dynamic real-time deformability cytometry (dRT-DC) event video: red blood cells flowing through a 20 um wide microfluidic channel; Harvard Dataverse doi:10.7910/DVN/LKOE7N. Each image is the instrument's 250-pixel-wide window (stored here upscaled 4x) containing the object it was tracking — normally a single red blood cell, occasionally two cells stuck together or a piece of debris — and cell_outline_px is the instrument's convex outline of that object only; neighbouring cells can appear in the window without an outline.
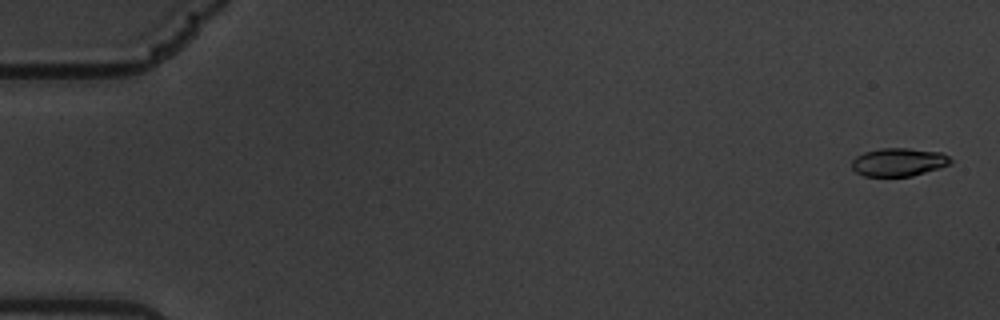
{"species": "common noctule bat (a hibernating species)", "species_latin": "Nyctalus noctula", "temperature_condition": "warm", "stored_images_in_passage": 61, "camera_frame_rate_fps": 3000, "um_per_image_px": 0.085, "animal": {"sex": "male", "body_mass_g": 19.5, "forearm_length_mm": 54.6}, "frame": {"image": 1, "passage_image": 2, "time_ms": 0.333, "image_size_px": [1000, 320], "cell_outline_px": [[952, 164], [940, 168], [912, 176], [864, 176], [856, 172], [852, 168], [852, 160], [856, 156], [864, 152], [880, 148], [908, 148], [940, 152], [948, 156], [952, 160]], "centroid_in_image_um": [76.39, 13.78], "position_along_channel_um": 8.6, "area_um2": 16.3}}
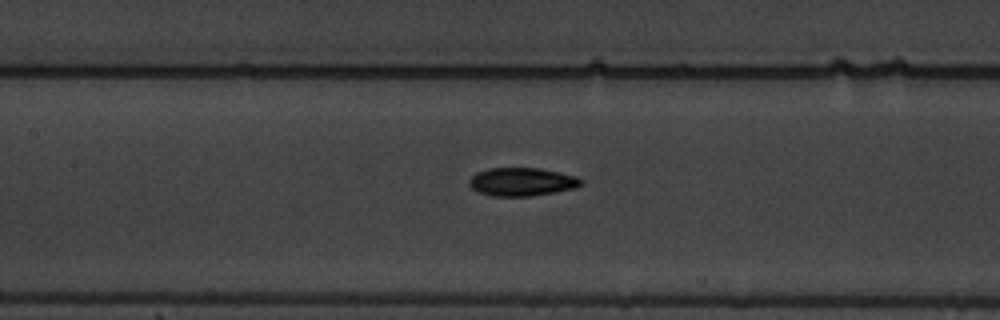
{"frame": {"image": 2, "passage_image": 29, "time_ms": 9.333, "image_size_px": [1000, 320], "cell_outline_px": [[584, 184], [576, 188], [556, 192], [532, 196], [492, 196], [480, 192], [472, 188], [468, 184], [468, 180], [476, 172], [488, 168], [540, 168], [576, 176], [584, 180]], "centroid_in_image_um": [44.38, 15.45], "position_along_channel_um": 163.0, "area_um2": 18.61}}
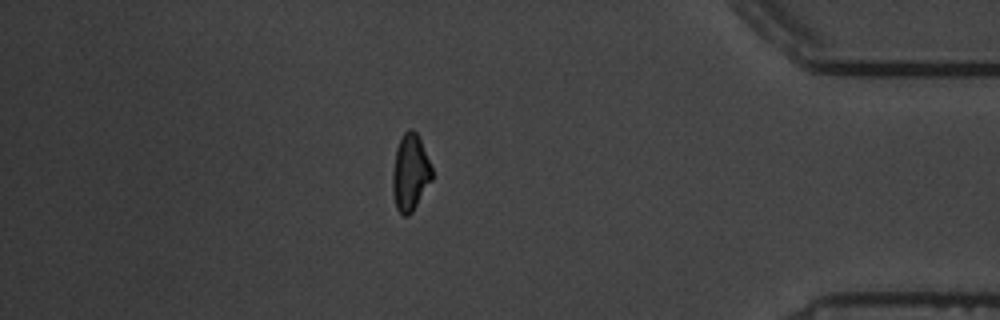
{"frame": {"image": 3, "passage_image": 53, "time_ms": 17.333, "image_size_px": [1000, 320], "cell_outline_px": [[432, 180], [412, 212], [408, 216], [404, 216], [396, 208], [392, 192], [392, 172], [396, 148], [404, 132], [408, 128], [412, 128], [416, 132], [420, 140], [432, 168]], "centroid_in_image_um": [34.85, 14.68], "position_along_channel_um": 400.3, "area_um2": 17.57}, "authors_computed_cell_mechanics": {"area_um2": 17.4556, "velocity_mm_per_s": 3.3823, "shape_relaxation_time_tau1_ms": 3.3451, "shape_relaxation_time_tau2_ms": 3.0975, "deformation_change_tau1": 0.1522, "deformation_change_tau2": 0.0851}}